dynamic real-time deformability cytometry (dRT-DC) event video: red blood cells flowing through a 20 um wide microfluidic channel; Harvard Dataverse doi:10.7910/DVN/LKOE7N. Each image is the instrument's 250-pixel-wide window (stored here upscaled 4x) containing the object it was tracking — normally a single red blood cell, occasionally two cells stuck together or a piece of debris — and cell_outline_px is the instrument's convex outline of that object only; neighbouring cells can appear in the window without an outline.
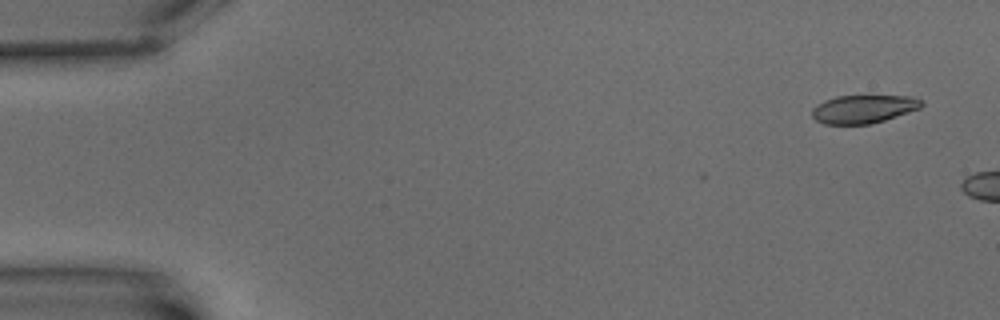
{"species": "common noctule bat (a hibernating species)", "species_latin": "Nyctalus noctula", "temperature_condition": "warm", "stored_images_in_passage": 2, "camera_frame_rate_fps": 3000, "um_per_image_px": 0.085, "animal": {"sex": "male", "body_mass_g": 15.6}, "frame": {"image": 1, "passage_image": 1, "time_ms": 0.0, "image_size_px": [1000, 320], "cell_outline_px": [[924, 104], [920, 108], [884, 120], [868, 124], [824, 124], [816, 120], [812, 116], [812, 108], [816, 104], [824, 100], [836, 96], [912, 96], [924, 100]], "centroid_in_image_um": [73.39, 9.26], "position_along_channel_um": 11.6, "area_um2": 18.03}}